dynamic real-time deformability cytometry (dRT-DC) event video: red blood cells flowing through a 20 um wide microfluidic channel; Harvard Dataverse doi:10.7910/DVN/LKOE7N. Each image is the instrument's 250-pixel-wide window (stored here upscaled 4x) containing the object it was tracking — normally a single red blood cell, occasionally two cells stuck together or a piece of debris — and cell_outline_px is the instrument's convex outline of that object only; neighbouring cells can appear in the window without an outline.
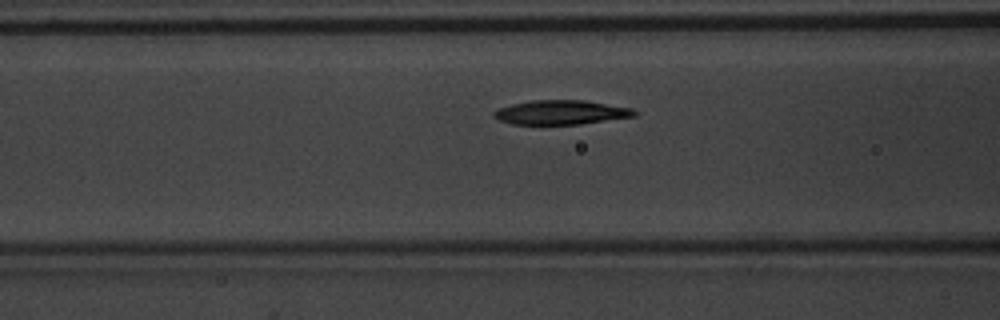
{"species": "common noctule bat (a hibernating species)", "species_latin": "Nyctalus noctula", "temperature_condition": "warm", "stored_images_in_passage": 39, "camera_frame_rate_fps": 3000, "um_per_image_px": 0.085, "animal": {"sex": "male", "body_mass_g": 20.1, "forearm_length_mm": 53.5}, "frame": {"image": 1, "passage_image": 11, "time_ms": 3.333, "image_size_px": [1000, 320], "cell_outline_px": [[636, 116], [580, 124], [512, 124], [500, 120], [492, 116], [492, 112], [500, 108], [512, 104], [532, 100], [584, 100], [632, 108], [636, 112]], "centroid_in_image_um": [47.68, 9.55], "position_along_channel_um": 118.9, "area_um2": 19.77}}
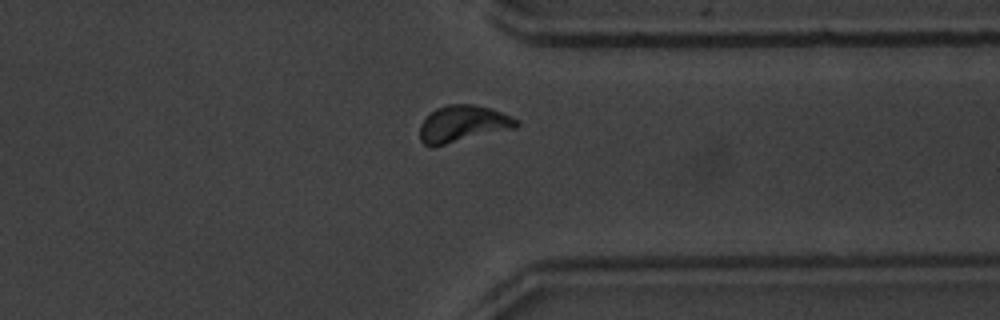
{"frame": {"image": 2, "passage_image": 31, "time_ms": 10.0, "image_size_px": [1000, 320], "cell_outline_px": [[520, 124], [516, 128], [432, 148], [428, 148], [420, 140], [420, 124], [436, 108], [448, 104], [472, 104], [492, 108], [512, 116], [520, 120]], "centroid_in_image_um": [39.37, 10.54], "position_along_channel_um": 372.0, "area_um2": 21.04}}
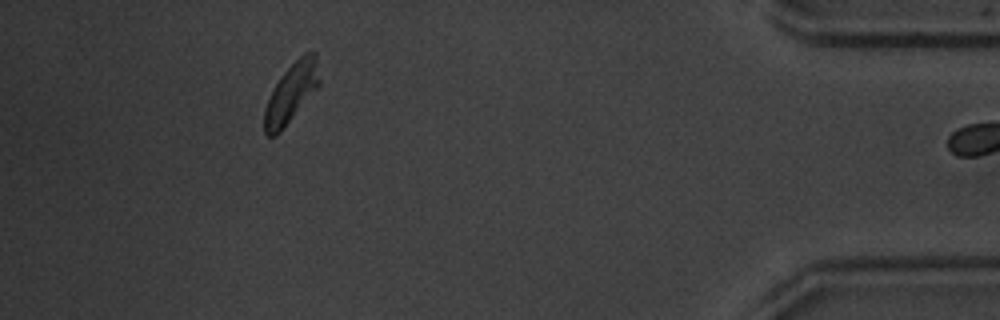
{"frame": {"image": 3, "passage_image": 38, "time_ms": 12.333, "image_size_px": [1000, 320], "cell_outline_px": [[320, 84], [280, 132], [276, 136], [268, 136], [264, 132], [264, 108], [272, 88], [280, 76], [304, 52], [316, 52], [320, 80]], "centroid_in_image_um": [24.74, 7.88], "position_along_channel_um": 410.5, "area_um2": 18.9}}